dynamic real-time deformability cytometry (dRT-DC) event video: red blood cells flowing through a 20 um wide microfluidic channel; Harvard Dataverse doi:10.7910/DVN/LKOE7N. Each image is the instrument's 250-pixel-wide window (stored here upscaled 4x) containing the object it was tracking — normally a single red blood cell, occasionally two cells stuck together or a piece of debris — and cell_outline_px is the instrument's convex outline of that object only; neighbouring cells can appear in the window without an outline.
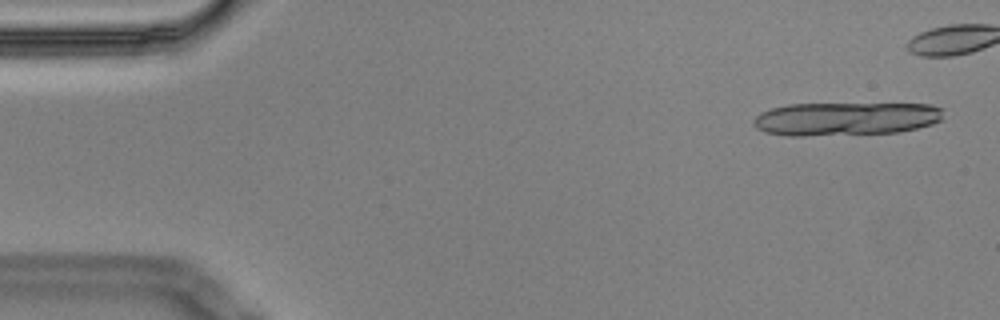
{"species": "Egyptian fruit bat (a non-hibernating species)", "species_latin": "Rousettus aegyptiacus", "temperature_condition": "cold", "stored_images_in_passage": 6, "camera_frame_rate_fps": 3000, "um_per_image_px": 0.085, "animal": {"sex": "male"}, "frame": {"image": 1, "passage_image": 1, "time_ms": 0.0, "image_size_px": [1000, 320], "cell_outline_px": [[944, 120], [932, 124], [900, 132], [808, 136], [784, 136], [764, 132], [756, 128], [752, 124], [752, 120], [760, 112], [772, 108], [788, 104], [932, 104], [944, 108]], "centroid_in_image_um": [71.9, 10.1], "position_along_channel_um": 13.1, "area_um2": 37.45}}
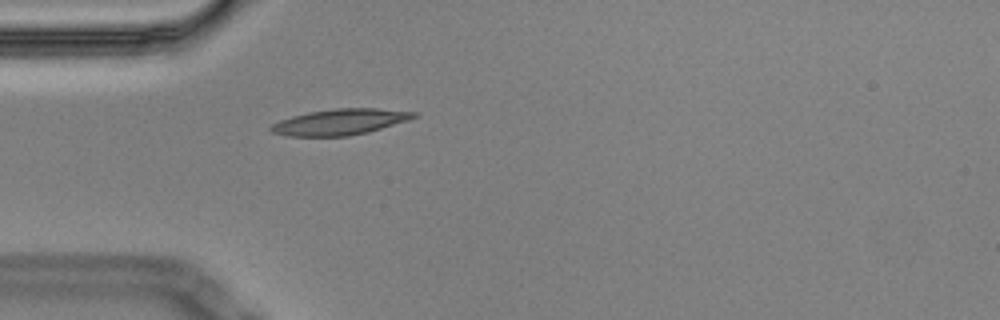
{"frame": {"image": 2, "passage_image": 6, "time_ms": 1.667, "image_size_px": [1000, 320], "cell_outline_px": [[420, 116], [408, 120], [368, 132], [348, 136], [288, 136], [272, 132], [268, 128], [272, 124], [280, 120], [292, 116], [308, 112], [336, 108], [376, 108], [420, 112]], "centroid_in_image_um": [28.94, 10.36], "position_along_channel_um": 56.1, "area_um2": 21.68}}